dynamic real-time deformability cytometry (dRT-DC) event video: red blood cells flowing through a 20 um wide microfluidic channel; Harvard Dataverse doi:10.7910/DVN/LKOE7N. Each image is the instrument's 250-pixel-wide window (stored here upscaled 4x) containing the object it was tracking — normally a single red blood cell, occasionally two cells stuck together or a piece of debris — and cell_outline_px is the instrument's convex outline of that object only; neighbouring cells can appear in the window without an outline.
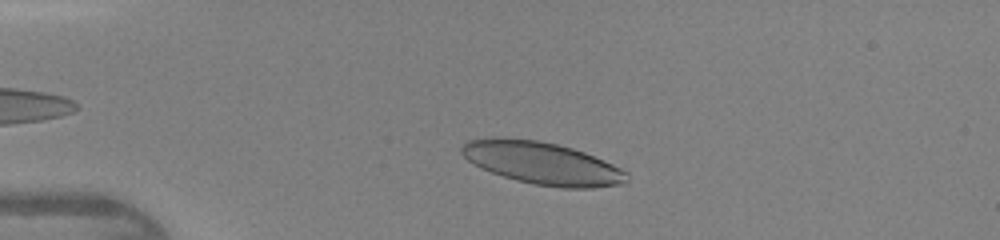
{"species": "human", "species_latin": "Homo sapiens", "temperature_condition": "warm", "stored_images_in_passage": 36, "camera_frame_rate_fps": 3000, "um_per_image_px": 0.085, "donor": {"sex": "female"}, "frame": {"image": 1, "passage_image": 6, "time_ms": 1.667, "image_size_px": [1000, 240], "cell_outline_px": [[628, 180], [624, 184], [592, 188], [564, 188], [532, 184], [516, 180], [480, 168], [468, 160], [460, 152], [460, 148], [468, 140], [536, 140], [556, 144], [572, 148], [584, 152], [604, 160], [628, 172]], "centroid_in_image_um": [46.17, 13.92], "position_along_channel_um": 38.8, "area_um2": 40.0}}
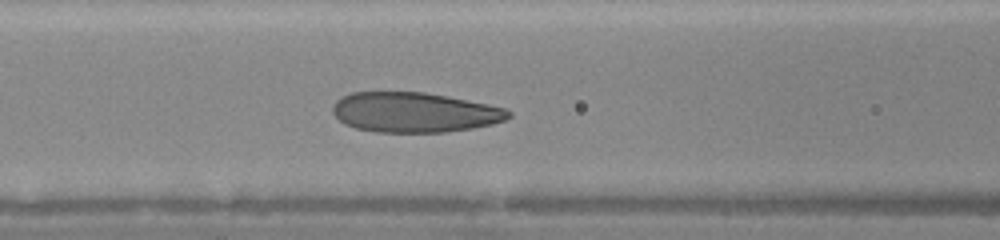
{"frame": {"image": 2, "passage_image": 15, "time_ms": 4.667, "image_size_px": [1000, 240], "cell_outline_px": [[512, 116], [504, 120], [492, 124], [472, 128], [444, 132], [376, 132], [356, 128], [344, 124], [332, 112], [332, 108], [336, 100], [340, 96], [352, 92], [424, 92], [448, 96], [508, 108], [512, 112]], "centroid_in_image_um": [35.23, 9.54], "position_along_channel_um": 131.4, "area_um2": 41.15}}
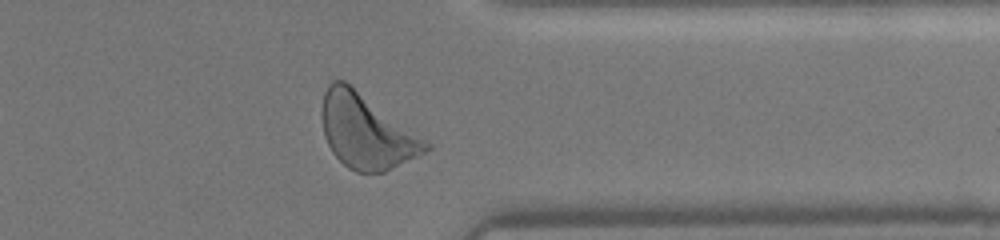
{"frame": {"image": 3, "passage_image": 32, "time_ms": 10.333, "image_size_px": [1000, 240], "cell_outline_px": [[432, 148], [384, 172], [356, 172], [348, 168], [332, 152], [324, 136], [320, 116], [320, 112], [324, 92], [328, 84], [332, 80], [344, 80], [432, 144]], "centroid_in_image_um": [31.09, 11.16], "position_along_channel_um": 380.3, "area_um2": 44.56}}